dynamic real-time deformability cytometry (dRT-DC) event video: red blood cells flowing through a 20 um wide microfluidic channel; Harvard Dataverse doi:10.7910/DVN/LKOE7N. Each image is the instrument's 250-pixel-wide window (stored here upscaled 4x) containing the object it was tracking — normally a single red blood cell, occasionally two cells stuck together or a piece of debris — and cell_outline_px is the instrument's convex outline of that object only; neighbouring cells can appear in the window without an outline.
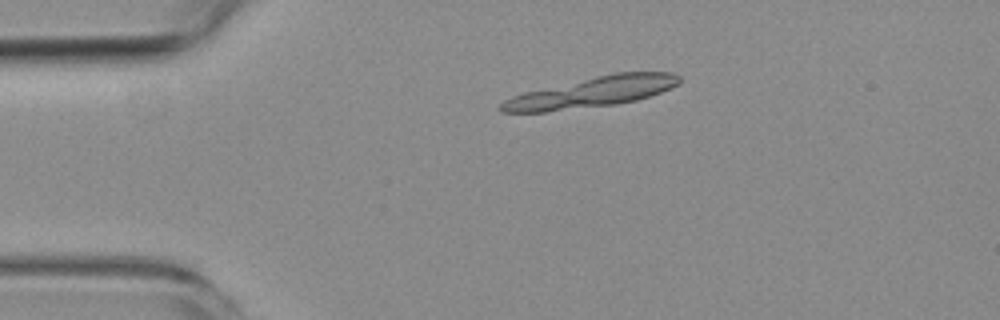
{"species": "common noctule bat (a hibernating species)", "species_latin": "Nyctalus noctula", "temperature_condition": "room temperature", "stored_images_in_passage": 5, "camera_frame_rate_fps": 3000, "um_per_image_px": 0.085, "animal": {"sex": "female", "body_mass_g": 19.3, "forearm_length_mm": 54.1}, "frame": {"image": 1, "passage_image": 3, "time_ms": 2.333, "image_size_px": [1000, 320], "cell_outline_px": [[680, 84], [660, 92], [636, 100], [616, 104], [544, 112], [500, 112], [496, 108], [504, 100], [512, 96], [524, 92], [612, 72], [672, 72], [680, 76]], "centroid_in_image_um": [50.28, 7.83], "position_along_channel_um": 34.7, "area_um2": 31.62}}
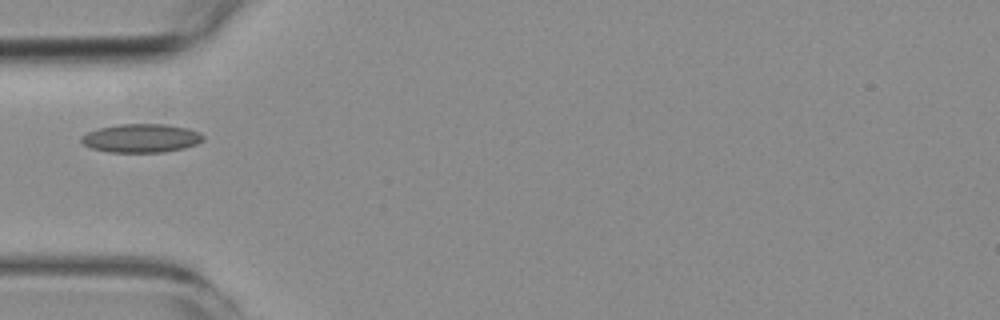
{"frame": {"image": 2, "passage_image": 5, "time_ms": 4.667, "image_size_px": [1000, 320], "cell_outline_px": [[204, 140], [196, 144], [184, 148], [164, 152], [108, 152], [92, 148], [84, 144], [80, 140], [80, 136], [88, 132], [100, 128], [116, 124], [164, 124], [188, 128], [200, 132], [204, 136]], "centroid_in_image_um": [12.02, 11.74], "position_along_channel_um": 73.0, "area_um2": 20.35}}